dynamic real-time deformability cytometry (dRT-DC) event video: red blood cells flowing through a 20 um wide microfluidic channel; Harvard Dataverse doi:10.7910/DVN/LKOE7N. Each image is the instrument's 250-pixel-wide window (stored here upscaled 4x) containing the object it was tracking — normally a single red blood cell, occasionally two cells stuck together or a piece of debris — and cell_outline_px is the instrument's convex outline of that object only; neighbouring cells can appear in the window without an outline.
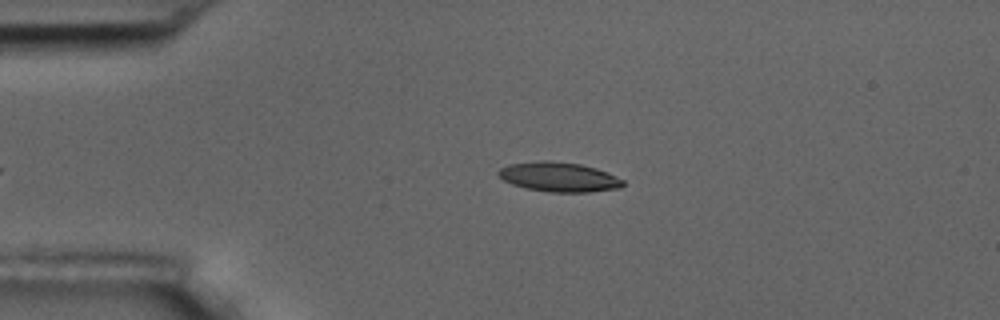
{"species": "common noctule bat (a hibernating species)", "species_latin": "Nyctalus noctula", "temperature_condition": "room temperature", "stored_images_in_passage": 41, "camera_frame_rate_fps": 3000, "um_per_image_px": 0.085, "animal": {"sex": "male", "body_mass_g": 17.5, "forearm_length_mm": 52.3}, "frame": {"image": 1, "passage_image": 4, "time_ms": 1.0, "image_size_px": [1000, 320], "cell_outline_px": [[624, 184], [620, 188], [588, 192], [548, 192], [528, 188], [512, 184], [504, 180], [496, 172], [500, 168], [508, 164], [540, 160], [548, 160], [580, 164], [596, 168], [608, 172], [624, 180]], "centroid_in_image_um": [47.52, 15.03], "position_along_channel_um": 37.5, "area_um2": 21.5}}
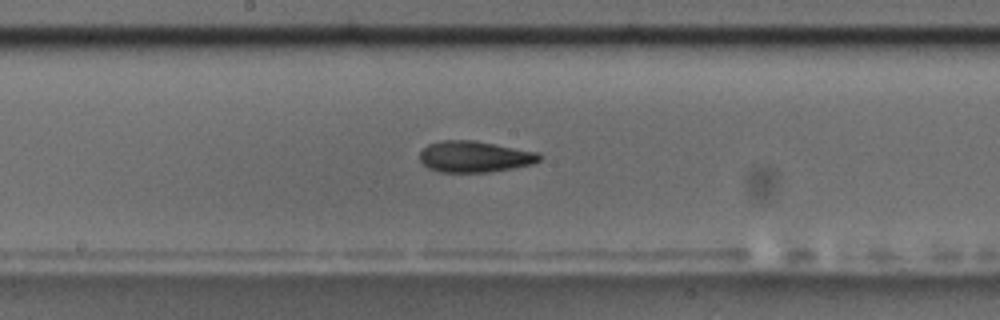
{"frame": {"image": 2, "passage_image": 21, "time_ms": 6.667, "image_size_px": [1000, 320], "cell_outline_px": [[544, 156], [540, 160], [532, 164], [512, 168], [488, 172], [440, 172], [428, 168], [420, 160], [420, 152], [428, 144], [440, 140], [476, 140], [540, 152]], "centroid_in_image_um": [40.38, 13.3], "position_along_channel_um": 207.8, "area_um2": 22.02}}
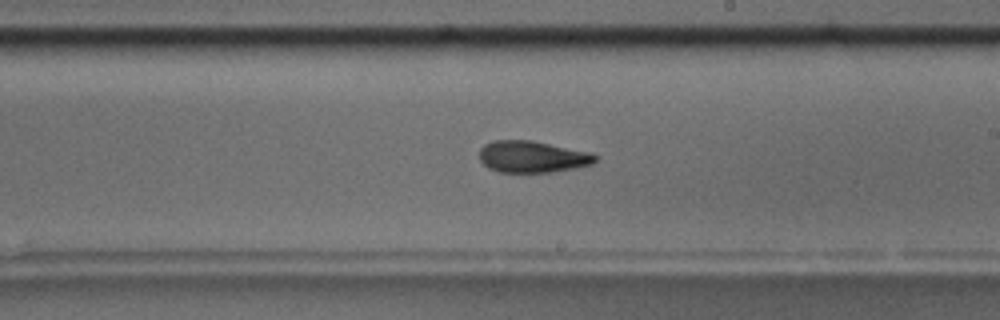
{"frame": {"image": 3, "passage_image": 24, "time_ms": 7.667, "image_size_px": [1000, 320], "cell_outline_px": [[600, 156], [592, 164], [576, 168], [552, 172], [500, 172], [488, 168], [480, 160], [480, 148], [484, 144], [496, 140], [532, 140], [592, 152]], "centroid_in_image_um": [45.29, 13.32], "position_along_channel_um": 243.7, "area_um2": 21.62}, "authors_computed_cell_mechanics": {"area_um2": 21.5016, "velocity_mm_per_s": 3.6035, "shape_relaxation_time_tau1_ms": 9.7842, "shape_relaxation_time_tau2_ms": 3.426, "deformation_change_tau1": 0.22, "deformation_change_tau2": 0.1079}}